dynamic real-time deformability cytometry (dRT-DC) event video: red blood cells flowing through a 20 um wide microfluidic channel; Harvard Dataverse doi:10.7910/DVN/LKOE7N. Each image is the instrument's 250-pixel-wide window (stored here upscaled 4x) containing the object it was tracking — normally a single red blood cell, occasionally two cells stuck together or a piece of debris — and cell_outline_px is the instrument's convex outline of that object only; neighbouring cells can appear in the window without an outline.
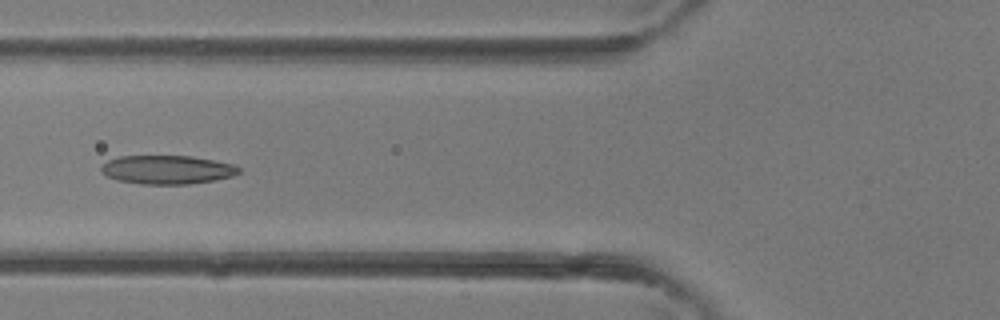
{"species": "common noctule bat (a hibernating species)", "species_latin": "Nyctalus noctula", "temperature_condition": "room temperature", "stored_images_in_passage": 3, "camera_frame_rate_fps": 3000, "um_per_image_px": 0.085, "animal": {"sex": "female"}, "frame": {"image": 1, "passage_image": 3, "time_ms": 0.667, "image_size_px": [1000, 320], "cell_outline_px": [[240, 172], [232, 176], [216, 180], [188, 184], [140, 184], [116, 180], [100, 172], [100, 168], [108, 160], [120, 156], [192, 156], [236, 164], [240, 168]], "centroid_in_image_um": [14.23, 14.42], "position_along_channel_um": 111.6, "area_um2": 23.18}}